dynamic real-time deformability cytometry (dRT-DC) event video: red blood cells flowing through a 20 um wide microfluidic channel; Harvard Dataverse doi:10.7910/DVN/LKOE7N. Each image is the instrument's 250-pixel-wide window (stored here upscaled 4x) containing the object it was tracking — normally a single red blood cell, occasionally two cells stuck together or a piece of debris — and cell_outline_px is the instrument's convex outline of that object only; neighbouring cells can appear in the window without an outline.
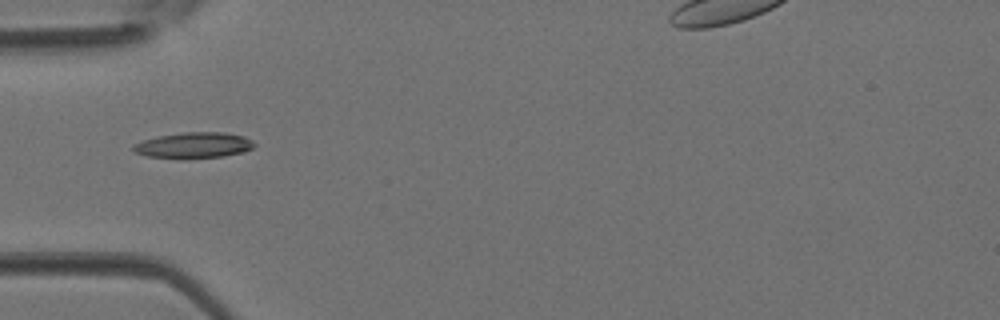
{"species": "Egyptian fruit bat (a non-hibernating species)", "species_latin": "Rousettus aegyptiacus", "temperature_condition": "room temperature", "stored_images_in_passage": 3, "camera_frame_rate_fps": 3000, "um_per_image_px": 0.085, "animal": {"sex": "female"}, "frame": {"image": 1, "passage_image": 3, "time_ms": 0.667, "image_size_px": [1000, 320], "cell_outline_px": [[256, 144], [252, 148], [244, 152], [224, 156], [184, 160], [148, 156], [136, 152], [132, 148], [132, 144], [144, 140], [160, 136], [184, 132], [224, 132], [244, 136], [252, 140]], "centroid_in_image_um": [16.49, 12.36], "position_along_channel_um": 68.5, "area_um2": 18.5}}